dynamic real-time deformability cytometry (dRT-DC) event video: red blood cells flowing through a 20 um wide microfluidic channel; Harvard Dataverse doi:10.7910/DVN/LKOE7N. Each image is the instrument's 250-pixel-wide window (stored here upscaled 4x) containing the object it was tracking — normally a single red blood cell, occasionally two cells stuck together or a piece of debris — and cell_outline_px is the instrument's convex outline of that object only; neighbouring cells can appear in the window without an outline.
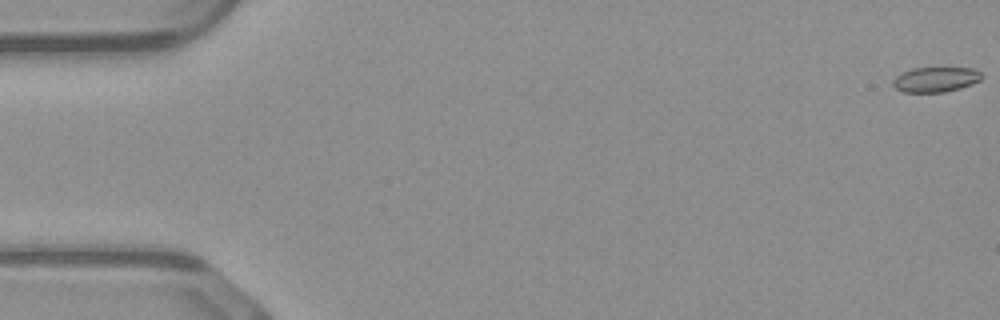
{"species": "common noctule bat (a hibernating species)", "species_latin": "Nyctalus noctula", "temperature_condition": "warm", "stored_images_in_passage": 13, "camera_frame_rate_fps": 3000, "um_per_image_px": 0.085, "animal": {"sex": "male", "body_mass_g": 23.1, "forearm_length_mm": 52.7}, "frame": {"image": 1, "passage_image": 1, "time_ms": 0.0, "image_size_px": [1000, 320], "cell_outline_px": [[984, 76], [980, 80], [972, 84], [960, 88], [944, 92], [904, 92], [896, 88], [892, 84], [892, 80], [896, 76], [912, 68], [944, 64], [972, 68], [980, 72]], "centroid_in_image_um": [79.58, 6.69], "position_along_channel_um": 5.4, "area_um2": 13.76}}